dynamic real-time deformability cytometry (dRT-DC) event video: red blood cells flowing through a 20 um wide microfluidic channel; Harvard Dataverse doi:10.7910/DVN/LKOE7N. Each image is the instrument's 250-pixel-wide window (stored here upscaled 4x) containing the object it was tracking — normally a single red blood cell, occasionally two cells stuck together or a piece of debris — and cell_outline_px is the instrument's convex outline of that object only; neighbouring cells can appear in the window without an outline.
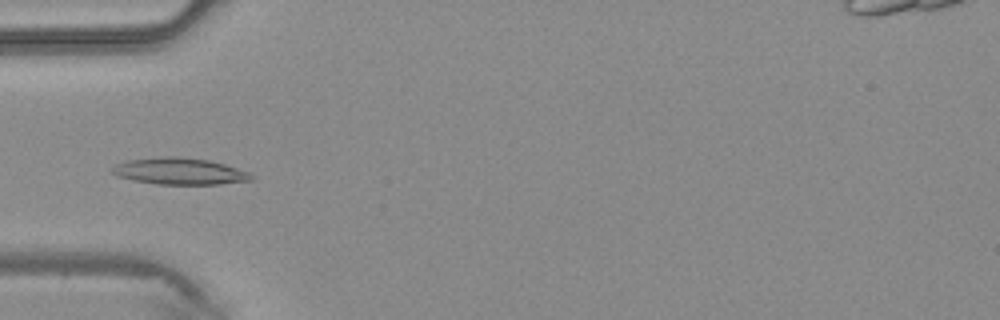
{"species": "common noctule bat (a hibernating species)", "species_latin": "Nyctalus noctula", "temperature_condition": "warm", "stored_images_in_passage": 43, "camera_frame_rate_fps": 3000, "um_per_image_px": 0.085, "animal": {"sex": "male", "body_mass_g": 20.4}, "frame": {"image": 1, "passage_image": 14, "time_ms": 4.333, "image_size_px": [1000, 320], "cell_outline_px": [[256, 176], [252, 180], [220, 184], [156, 184], [132, 180], [116, 176], [112, 172], [112, 168], [116, 164], [128, 160], [160, 156], [176, 156], [208, 160], [224, 164], [248, 172]], "centroid_in_image_um": [15.25, 14.55], "position_along_channel_um": 69.7, "area_um2": 21.62}}
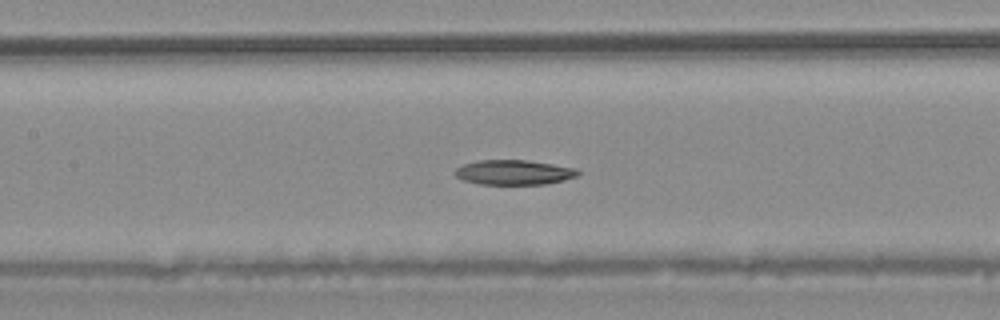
{"frame": {"image": 2, "passage_image": 20, "time_ms": 6.333, "image_size_px": [1000, 320], "cell_outline_px": [[580, 172], [576, 176], [564, 180], [544, 184], [480, 184], [464, 180], [456, 176], [452, 172], [456, 168], [464, 164], [476, 160], [528, 160], [576, 168]], "centroid_in_image_um": [43.65, 14.64], "position_along_channel_um": 163.7, "area_um2": 17.74}}
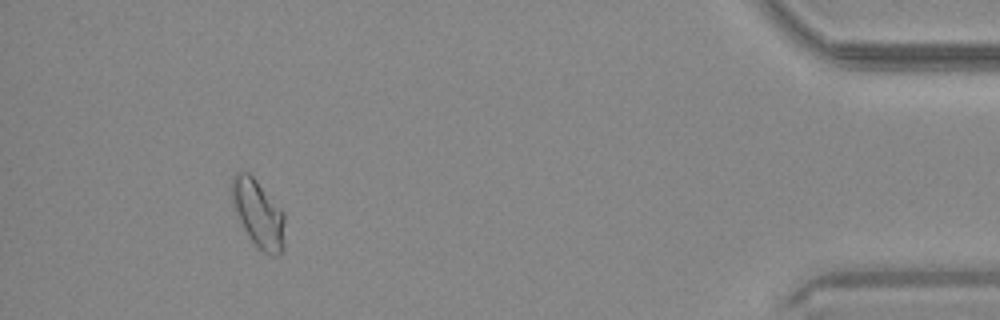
{"frame": {"image": 3, "passage_image": 40, "time_ms": 13.0, "image_size_px": [1000, 320], "cell_outline_px": [[284, 248], [280, 256], [272, 256], [264, 252], [252, 240], [244, 228], [232, 204], [232, 176], [236, 172], [248, 172], [256, 180], [284, 212]], "centroid_in_image_um": [21.98, 18.17], "position_along_channel_um": 413.2, "area_um2": 20.58}}